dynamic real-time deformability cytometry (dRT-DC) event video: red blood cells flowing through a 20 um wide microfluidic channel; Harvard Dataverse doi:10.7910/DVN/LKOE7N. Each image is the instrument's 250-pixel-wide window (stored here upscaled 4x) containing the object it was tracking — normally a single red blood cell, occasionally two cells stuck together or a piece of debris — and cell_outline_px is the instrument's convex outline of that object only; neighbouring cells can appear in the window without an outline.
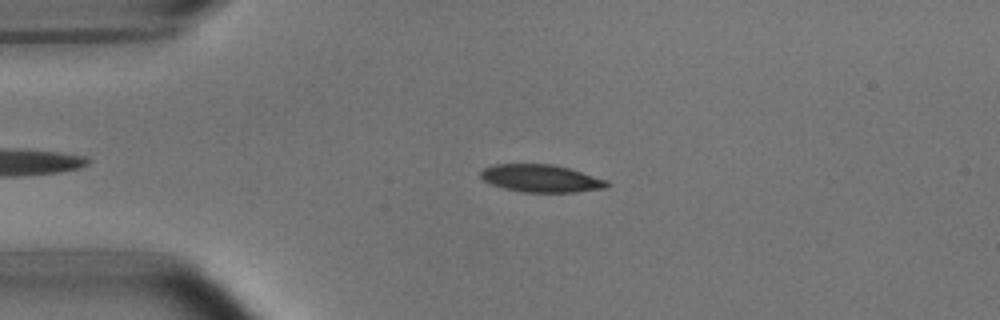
{"species": "common noctule bat (a hibernating species)", "species_latin": "Nyctalus noctula", "temperature_condition": "room temperature", "stored_images_in_passage": 34, "camera_frame_rate_fps": 3000, "um_per_image_px": 0.085, "animal": {"sex": "male", "body_mass_g": 15.6}, "frame": {"image": 1, "passage_image": 4, "time_ms": 1.0, "image_size_px": [1000, 320], "cell_outline_px": [[612, 184], [608, 188], [576, 192], [524, 192], [504, 188], [492, 184], [484, 180], [480, 176], [480, 172], [484, 168], [492, 164], [552, 164], [568, 168], [608, 180]], "centroid_in_image_um": [46.03, 15.16], "position_along_channel_um": 39.0, "area_um2": 20.35}}
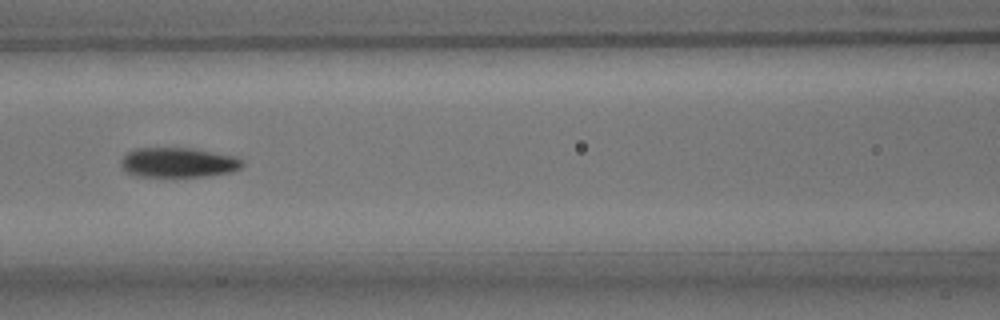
{"frame": {"image": 2, "passage_image": 15, "time_ms": 4.667, "image_size_px": [1000, 320], "cell_outline_px": [[244, 164], [240, 168], [232, 172], [204, 176], [136, 176], [124, 172], [120, 164], [120, 160], [128, 152], [136, 148], [192, 148], [236, 156], [244, 160]], "centroid_in_image_um": [15.15, 13.81], "position_along_channel_um": 151.5, "area_um2": 21.21}}
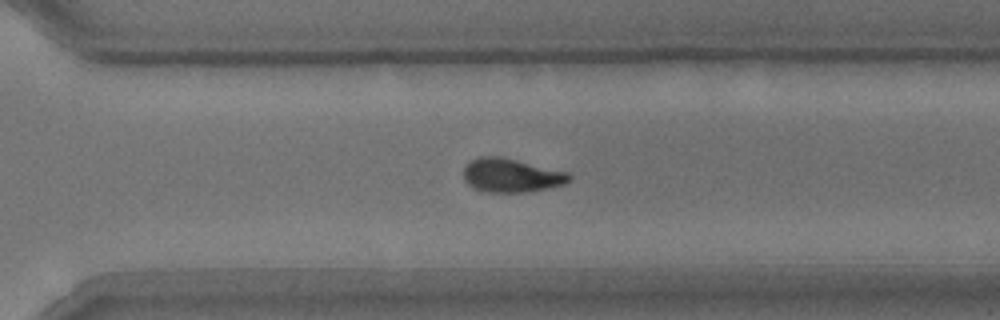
{"frame": {"image": 3, "passage_image": 29, "time_ms": 9.333, "image_size_px": [1000, 320], "cell_outline_px": [[572, 180], [564, 184], [548, 188], [528, 192], [488, 192], [472, 188], [464, 180], [464, 168], [472, 160], [480, 156], [500, 156], [568, 172], [572, 176]], "centroid_in_image_um": [43.47, 14.91], "position_along_channel_um": 327.1, "area_um2": 20.81}, "authors_computed_cell_mechanics": {"area_um2": 21.386, "velocity_mm_per_s": 3.7727, "shape_relaxation_time_tau1_ms": 3.6464, "shape_relaxation_time_tau2_ms": 3.2363, "deformation_change_tau1": 0.1416, "deformation_change_tau2": 0.0931}}